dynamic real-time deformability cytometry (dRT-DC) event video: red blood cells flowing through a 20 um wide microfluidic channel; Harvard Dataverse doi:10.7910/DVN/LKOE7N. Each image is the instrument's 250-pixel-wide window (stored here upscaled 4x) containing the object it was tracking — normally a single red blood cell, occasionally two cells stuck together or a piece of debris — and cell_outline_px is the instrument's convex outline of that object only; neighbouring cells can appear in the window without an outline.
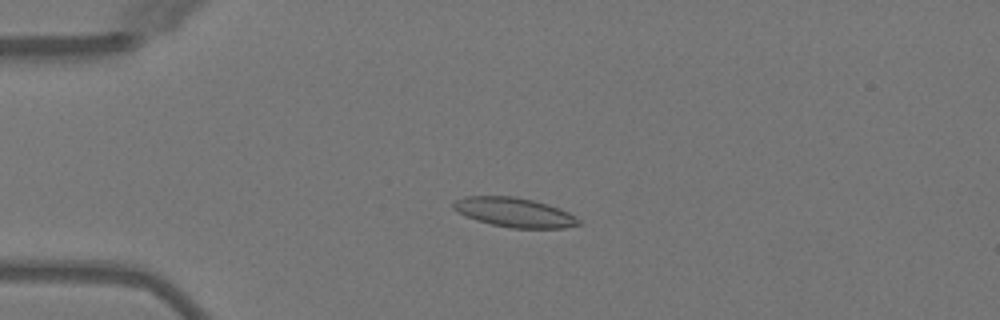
{"species": "Egyptian fruit bat (a non-hibernating species)", "species_latin": "Rousettus aegyptiacus", "temperature_condition": "warm", "stored_images_in_passage": 5, "camera_frame_rate_fps": 3000, "um_per_image_px": 0.085, "animal": {"sex": "female"}, "frame": {"image": 1, "passage_image": 4, "time_ms": 3.667, "image_size_px": [1000, 320], "cell_outline_px": [[580, 224], [564, 228], [512, 228], [492, 224], [476, 220], [464, 216], [456, 212], [452, 208], [452, 204], [456, 200], [464, 196], [516, 196], [548, 204], [560, 208], [576, 216], [580, 220]], "centroid_in_image_um": [43.7, 18.05], "position_along_channel_um": 41.3, "area_um2": 21.62}}